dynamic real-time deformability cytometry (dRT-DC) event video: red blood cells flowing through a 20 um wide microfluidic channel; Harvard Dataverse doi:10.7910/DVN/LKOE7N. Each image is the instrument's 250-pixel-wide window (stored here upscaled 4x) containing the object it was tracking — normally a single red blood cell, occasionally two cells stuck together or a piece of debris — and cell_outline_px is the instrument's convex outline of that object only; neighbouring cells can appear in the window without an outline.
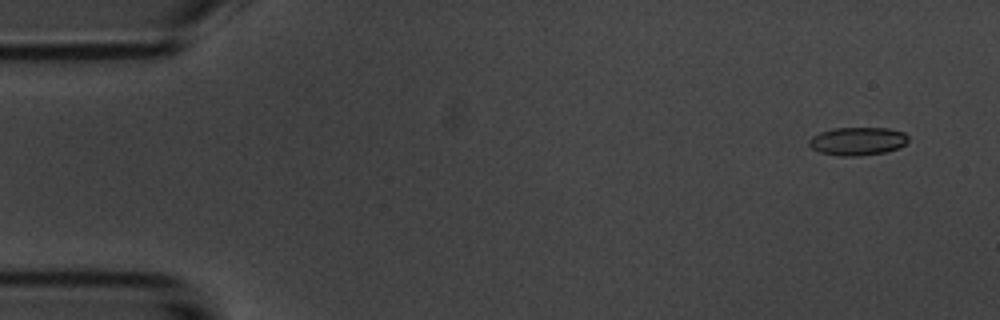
{"species": "common noctule bat (a hibernating species)", "species_latin": "Nyctalus noctula", "temperature_condition": "room temperature", "stored_images_in_passage": 7, "camera_frame_rate_fps": 3000, "um_per_image_px": 0.085, "animal": {"sex": "male", "body_mass_g": 20.1, "forearm_length_mm": 53.5}, "frame": {"image": 1, "passage_image": 1, "time_ms": 0.0, "image_size_px": [1000, 320], "cell_outline_px": [[908, 140], [900, 148], [884, 152], [860, 156], [836, 156], [820, 152], [812, 148], [808, 144], [808, 140], [812, 136], [820, 132], [832, 128], [888, 128], [904, 132], [908, 136]], "centroid_in_image_um": [72.88, 12.0], "position_along_channel_um": 12.1, "area_um2": 16.42}}
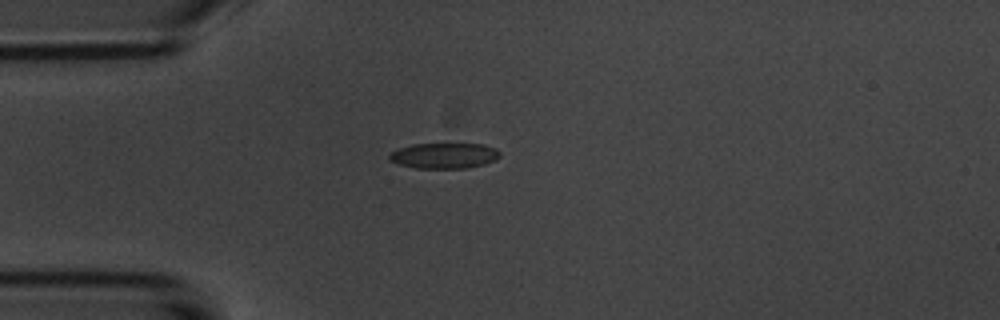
{"frame": {"image": 2, "passage_image": 4, "time_ms": 3.667, "image_size_px": [1000, 320], "cell_outline_px": [[500, 156], [496, 160], [484, 164], [464, 168], [416, 168], [400, 164], [388, 160], [388, 156], [392, 152], [400, 148], [412, 144], [484, 144], [496, 148], [500, 152]], "centroid_in_image_um": [37.78, 13.23], "position_along_channel_um": 47.2, "area_um2": 16.42}}
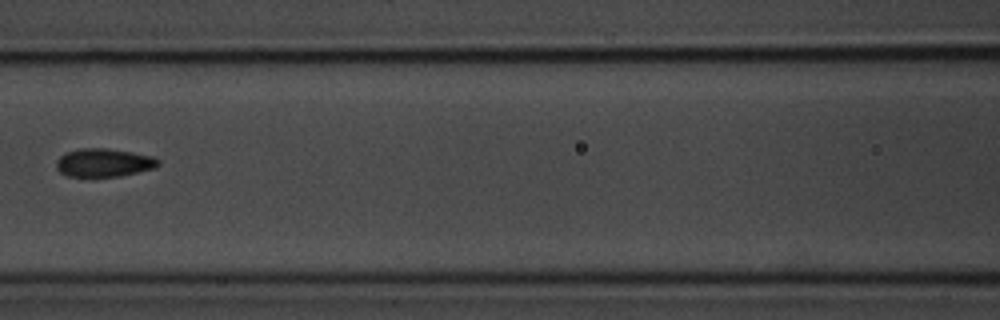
{"frame": {"image": 3, "passage_image": 7, "time_ms": 7.0, "image_size_px": [1000, 320], "cell_outline_px": [[160, 164], [156, 168], [120, 176], [68, 176], [60, 172], [56, 168], [56, 160], [64, 152], [80, 148], [104, 148], [132, 152], [152, 156], [160, 160]], "centroid_in_image_um": [8.82, 13.82], "position_along_channel_um": 157.8, "area_um2": 16.88}}